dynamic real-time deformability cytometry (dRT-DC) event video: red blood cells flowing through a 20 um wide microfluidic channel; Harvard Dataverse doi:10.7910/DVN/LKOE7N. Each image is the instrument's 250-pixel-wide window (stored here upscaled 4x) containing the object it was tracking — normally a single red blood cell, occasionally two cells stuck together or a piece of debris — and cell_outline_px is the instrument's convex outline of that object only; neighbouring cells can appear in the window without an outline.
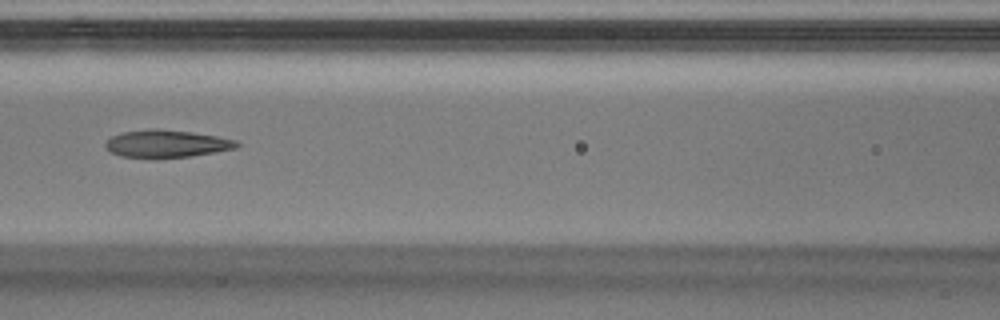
{"species": "Egyptian fruit bat (a non-hibernating species)", "species_latin": "Rousettus aegyptiacus", "temperature_condition": "warm", "stored_images_in_passage": 43, "camera_frame_rate_fps": 3000, "um_per_image_px": 0.085, "animal": {"sex": "male"}, "frame": {"image": 1, "passage_image": 22, "time_ms": 7.0, "image_size_px": [1000, 320], "cell_outline_px": [[240, 144], [236, 148], [216, 152], [192, 156], [156, 160], [120, 156], [112, 152], [104, 144], [112, 136], [124, 132], [152, 128], [156, 128], [192, 132], [216, 136], [236, 140]], "centroid_in_image_um": [14.16, 12.24], "position_along_channel_um": 152.4, "area_um2": 21.44}}
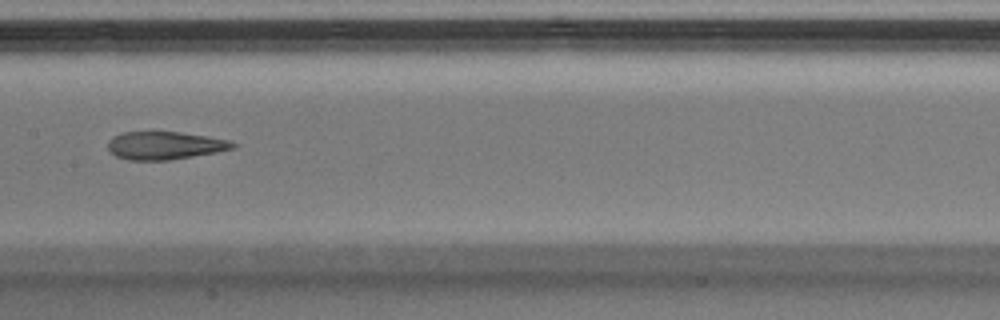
{"frame": {"image": 2, "passage_image": 25, "time_ms": 8.0, "image_size_px": [1000, 320], "cell_outline_px": [[240, 144], [236, 148], [216, 152], [168, 160], [128, 160], [116, 156], [108, 148], [108, 140], [112, 136], [120, 132], [180, 132], [208, 136], [228, 140]], "centroid_in_image_um": [14.03, 12.36], "position_along_channel_um": 193.4, "area_um2": 20.4}}
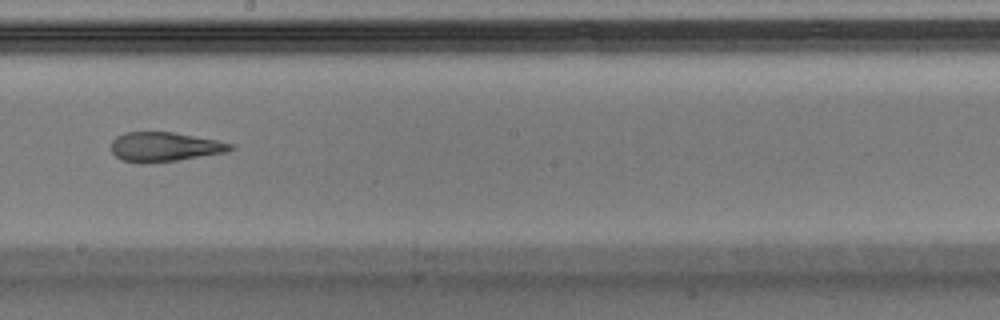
{"frame": {"image": 3, "passage_image": 28, "time_ms": 9.0, "image_size_px": [1000, 320], "cell_outline_px": [[236, 148], [224, 152], [176, 160], [144, 164], [140, 164], [120, 160], [112, 152], [112, 140], [116, 136], [124, 132], [172, 132], [216, 140], [236, 144]], "centroid_in_image_um": [13.96, 12.48], "position_along_channel_um": 234.2, "area_um2": 20.46}}